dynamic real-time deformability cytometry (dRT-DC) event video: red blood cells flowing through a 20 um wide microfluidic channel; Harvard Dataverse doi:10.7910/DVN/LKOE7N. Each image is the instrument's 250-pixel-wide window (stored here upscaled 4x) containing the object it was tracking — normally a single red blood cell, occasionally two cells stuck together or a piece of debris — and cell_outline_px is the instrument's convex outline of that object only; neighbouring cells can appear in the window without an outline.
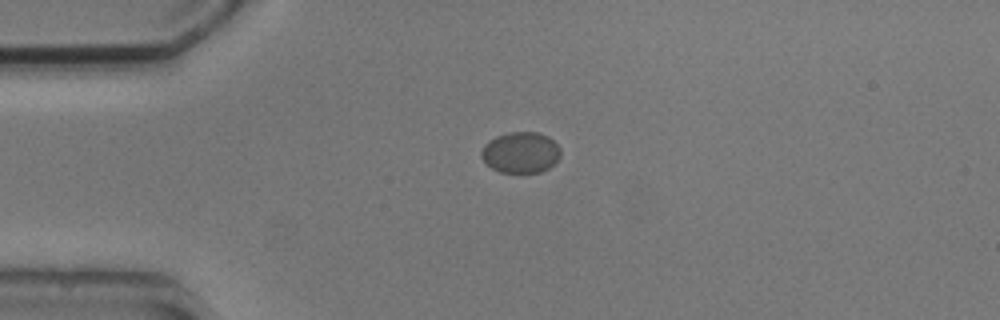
{"species": "common noctule bat (a hibernating species)", "species_latin": "Nyctalus noctula", "temperature_condition": "cold", "stored_images_in_passage": 1, "camera_frame_rate_fps": 3000, "um_per_image_px": 0.085, "animal": {"sex": "male", "body_mass_g": 20.5, "forearm_length_mm": 52.5}, "frame": {"image": 1, "passage_image": 1, "time_ms": 0.0, "image_size_px": [1000, 320], "cell_outline_px": [[560, 156], [548, 168], [540, 172], [500, 172], [492, 168], [480, 156], [480, 152], [484, 144], [488, 140], [496, 136], [508, 132], [536, 132], [548, 136], [560, 148]], "centroid_in_image_um": [44.23, 12.94], "position_along_channel_um": 40.8, "area_um2": 18.84}}